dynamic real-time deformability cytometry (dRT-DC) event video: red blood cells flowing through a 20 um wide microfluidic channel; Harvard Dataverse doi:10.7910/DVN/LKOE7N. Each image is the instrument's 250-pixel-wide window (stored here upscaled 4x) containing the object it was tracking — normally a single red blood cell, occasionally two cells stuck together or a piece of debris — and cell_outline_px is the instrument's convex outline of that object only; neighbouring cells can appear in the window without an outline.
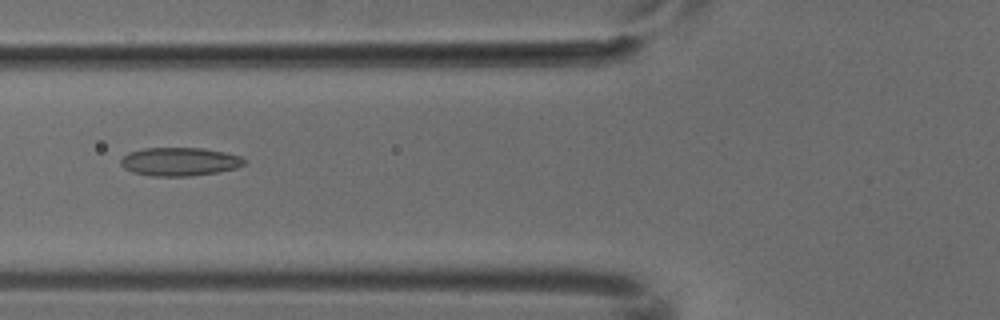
{"species": "common noctule bat (a hibernating species)", "species_latin": "Nyctalus noctula", "temperature_condition": "cold", "stored_images_in_passage": 6, "camera_frame_rate_fps": 3000, "um_per_image_px": 0.085, "animal": {"sex": "male", "body_mass_g": 18.8}, "frame": {"image": 1, "passage_image": 5, "time_ms": 1.333, "image_size_px": [1000, 320], "cell_outline_px": [[248, 160], [244, 164], [236, 168], [216, 172], [192, 176], [152, 176], [132, 172], [124, 168], [120, 164], [120, 160], [128, 152], [144, 148], [200, 148], [224, 152], [240, 156]], "centroid_in_image_um": [15.25, 13.74], "position_along_channel_um": 110.5, "area_um2": 20.46}}
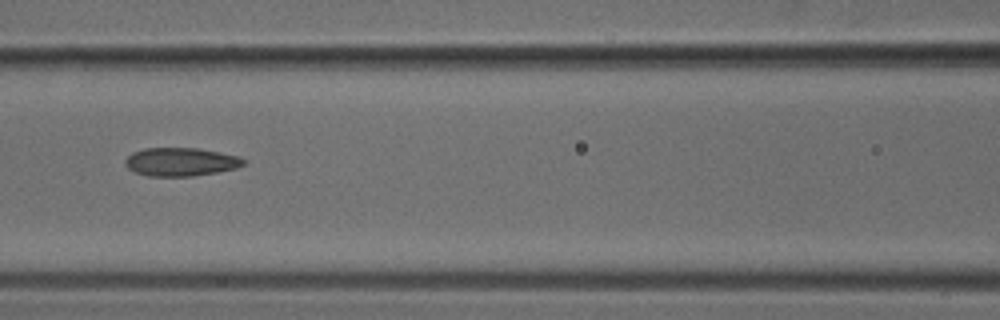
{"frame": {"image": 2, "passage_image": 6, "time_ms": 1.667, "image_size_px": [1000, 320], "cell_outline_px": [[248, 160], [244, 164], [236, 168], [216, 172], [192, 176], [148, 176], [136, 172], [128, 168], [124, 164], [124, 160], [132, 152], [144, 148], [196, 148], [220, 152], [240, 156]], "centroid_in_image_um": [15.37, 13.75], "position_along_channel_um": 151.2, "area_um2": 19.65}}